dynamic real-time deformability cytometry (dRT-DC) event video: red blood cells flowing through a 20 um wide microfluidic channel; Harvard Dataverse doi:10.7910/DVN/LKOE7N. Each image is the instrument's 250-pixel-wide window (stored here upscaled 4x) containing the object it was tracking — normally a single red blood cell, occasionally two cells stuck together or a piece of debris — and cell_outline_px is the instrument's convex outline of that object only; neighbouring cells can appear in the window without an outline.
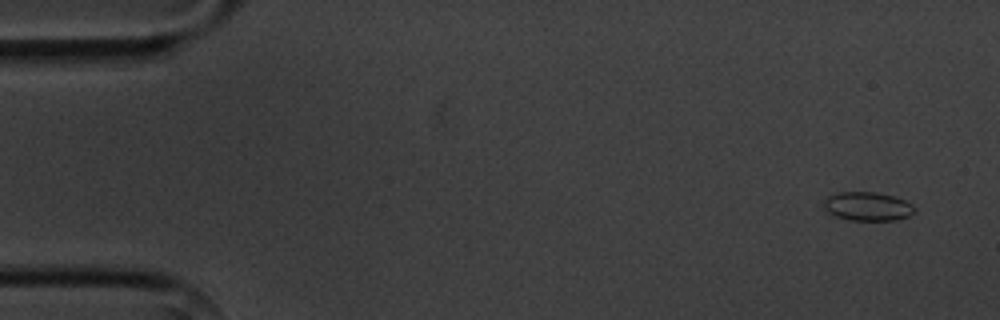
{"species": "common noctule bat (a hibernating species)", "species_latin": "Nyctalus noctula", "temperature_condition": "cold", "stored_images_in_passage": 5, "camera_frame_rate_fps": 3000, "um_per_image_px": 0.085, "animal": {"sex": "male", "body_mass_g": 20.1, "forearm_length_mm": 53.5}, "frame": {"image": 1, "passage_image": 1, "time_ms": 0.0, "image_size_px": [1000, 320], "cell_outline_px": [[916, 208], [908, 216], [896, 220], [852, 220], [836, 216], [828, 212], [824, 208], [824, 200], [828, 196], [840, 192], [876, 192], [892, 196], [904, 200], [912, 204]], "centroid_in_image_um": [73.74, 17.54], "position_along_channel_um": 11.3, "area_um2": 15.03}}
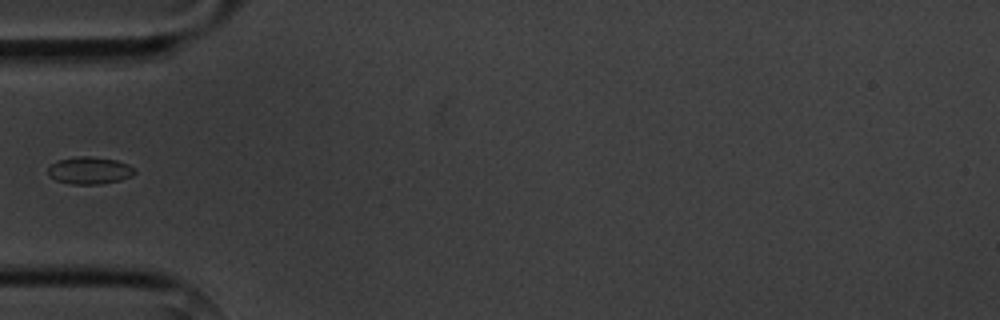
{"frame": {"image": 2, "passage_image": 4, "time_ms": 5.0, "image_size_px": [1000, 320], "cell_outline_px": [[136, 172], [132, 176], [120, 180], [100, 184], [72, 184], [56, 180], [48, 176], [48, 168], [56, 160], [76, 156], [92, 156], [116, 160], [128, 164], [136, 168]], "centroid_in_image_um": [7.62, 14.48], "position_along_channel_um": 77.4, "area_um2": 13.93}}
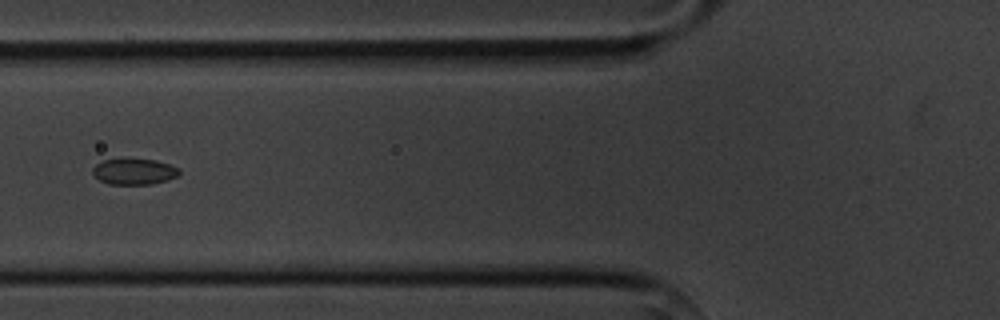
{"frame": {"image": 3, "passage_image": 5, "time_ms": 6.0, "image_size_px": [1000, 320], "cell_outline_px": [[180, 172], [176, 176], [168, 180], [152, 184], [108, 184], [100, 180], [92, 172], [92, 168], [96, 164], [104, 160], [124, 156], [156, 160], [180, 168]], "centroid_in_image_um": [11.39, 14.54], "position_along_channel_um": 114.4, "area_um2": 13.58}}